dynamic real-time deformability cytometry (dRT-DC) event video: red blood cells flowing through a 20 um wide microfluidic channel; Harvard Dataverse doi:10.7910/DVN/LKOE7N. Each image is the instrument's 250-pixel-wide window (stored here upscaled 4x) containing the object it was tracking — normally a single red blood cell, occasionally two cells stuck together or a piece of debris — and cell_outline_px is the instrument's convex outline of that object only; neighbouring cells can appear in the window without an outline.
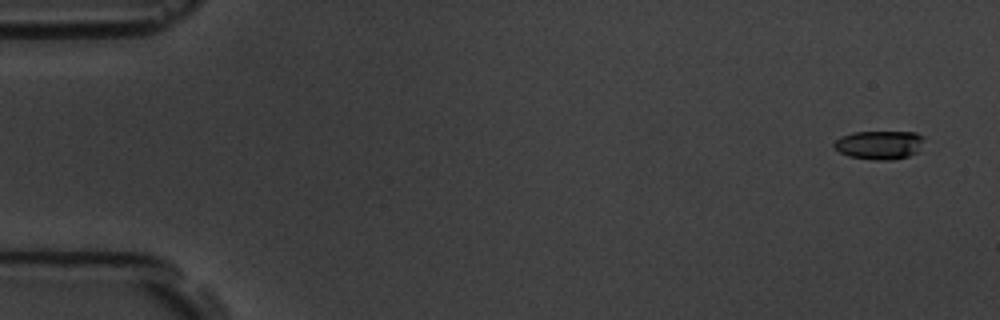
{"species": "common noctule bat (a hibernating species)", "species_latin": "Nyctalus noctula", "temperature_condition": "room temperature", "stored_images_in_passage": 6, "camera_frame_rate_fps": 3000, "um_per_image_px": 0.085, "animal": {"sex": "male", "body_mass_g": 19.5, "forearm_length_mm": 54.6}, "frame": {"image": 1, "passage_image": 1, "time_ms": 0.0, "image_size_px": [1000, 320], "cell_outline_px": [[924, 136], [920, 152], [908, 156], [892, 160], [876, 160], [848, 156], [832, 148], [832, 144], [840, 136], [852, 132], [916, 132]], "centroid_in_image_um": [74.74, 12.32], "position_along_channel_um": 10.3, "area_um2": 15.32}}
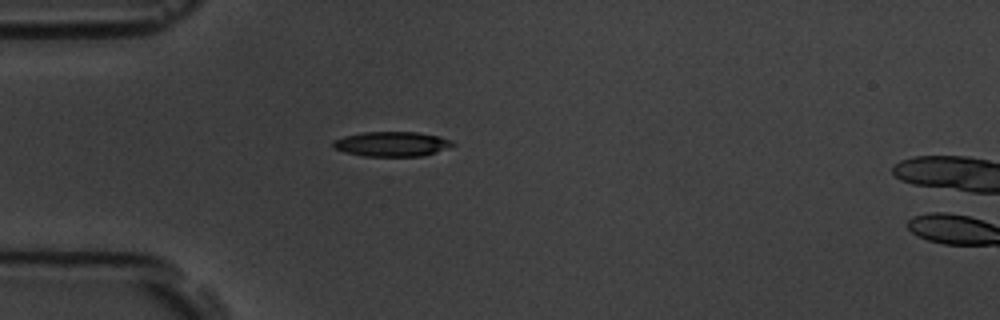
{"frame": {"image": 2, "passage_image": 5, "time_ms": 4.667, "image_size_px": [1000, 320], "cell_outline_px": [[456, 144], [436, 152], [424, 156], [364, 156], [344, 152], [332, 148], [332, 140], [344, 136], [364, 132], [416, 132], [440, 136], [452, 140]], "centroid_in_image_um": [33.28, 12.24], "position_along_channel_um": 51.7, "area_um2": 17.4}}